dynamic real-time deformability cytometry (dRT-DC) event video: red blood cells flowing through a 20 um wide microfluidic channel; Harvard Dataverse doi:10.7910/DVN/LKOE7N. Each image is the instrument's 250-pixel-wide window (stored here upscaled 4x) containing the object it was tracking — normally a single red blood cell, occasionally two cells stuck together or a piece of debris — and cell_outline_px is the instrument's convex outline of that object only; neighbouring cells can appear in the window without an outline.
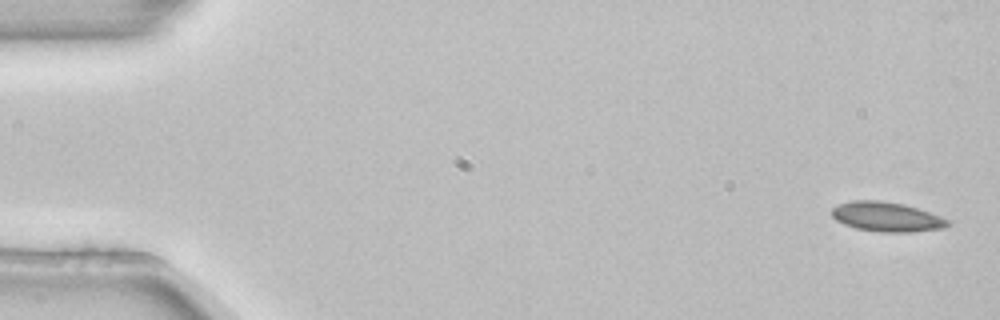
{"species": "common noctule bat (a hibernating species)", "species_latin": "Nyctalus noctula", "temperature_condition": "room temperature", "stored_images_in_passage": 6, "camera_frame_rate_fps": 3000, "um_per_image_px": 0.085, "animal": {"sex": "female", "body_mass_g": 22.7, "forearm_length_mm": 54.2}, "frame": {"image": 1, "passage_image": 1, "time_ms": 0.0, "image_size_px": [1000, 320], "cell_outline_px": [[952, 224], [944, 228], [912, 232], [880, 232], [856, 228], [844, 224], [836, 220], [832, 216], [832, 208], [840, 204], [852, 200], [880, 200], [904, 204], [940, 216], [948, 220]], "centroid_in_image_um": [75.37, 18.43], "position_along_channel_um": 9.6, "area_um2": 19.94}}
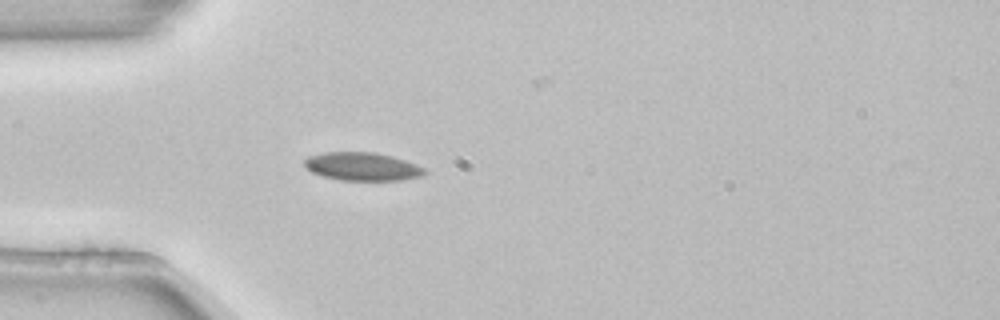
{"frame": {"image": 2, "passage_image": 5, "time_ms": 1.333, "image_size_px": [1000, 320], "cell_outline_px": [[428, 172], [420, 176], [400, 180], [340, 180], [324, 176], [312, 172], [304, 164], [304, 160], [308, 156], [324, 152], [376, 152], [392, 156], [416, 164], [424, 168]], "centroid_in_image_um": [30.8, 14.14], "position_along_channel_um": 54.2, "area_um2": 19.65}}